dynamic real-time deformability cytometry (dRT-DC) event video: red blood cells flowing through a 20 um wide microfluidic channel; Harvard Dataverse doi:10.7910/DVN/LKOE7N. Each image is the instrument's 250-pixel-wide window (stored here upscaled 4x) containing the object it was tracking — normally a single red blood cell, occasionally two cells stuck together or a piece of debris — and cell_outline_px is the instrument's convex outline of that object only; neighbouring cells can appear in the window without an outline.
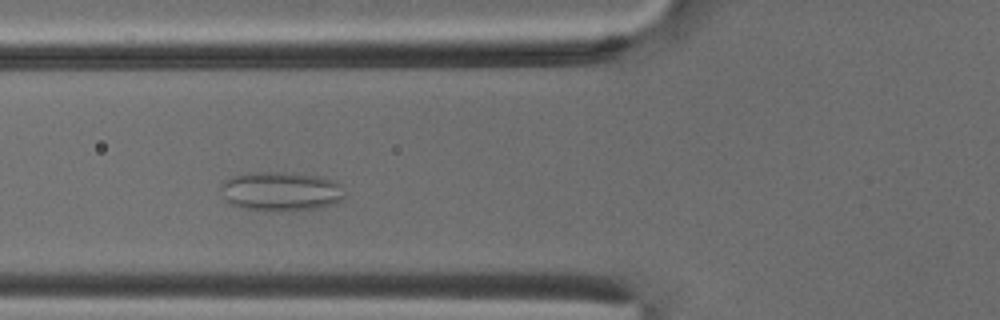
{"species": "common noctule bat (a hibernating species)", "species_latin": "Nyctalus noctula", "temperature_condition": "cold", "stored_images_in_passage": 47, "camera_frame_rate_fps": 3000, "um_per_image_px": 0.085, "animal": {"sex": "male", "body_mass_g": 18.8}, "frame": {"image": 1, "passage_image": 14, "time_ms": 4.333, "image_size_px": [1000, 320], "cell_outline_px": [[348, 196], [344, 200], [336, 204], [316, 208], [240, 208], [228, 204], [224, 184], [232, 176], [244, 172], [280, 172], [316, 176], [336, 180], [340, 184]], "centroid_in_image_um": [24.0, 16.22], "position_along_channel_um": 101.8, "area_um2": 27.4}}
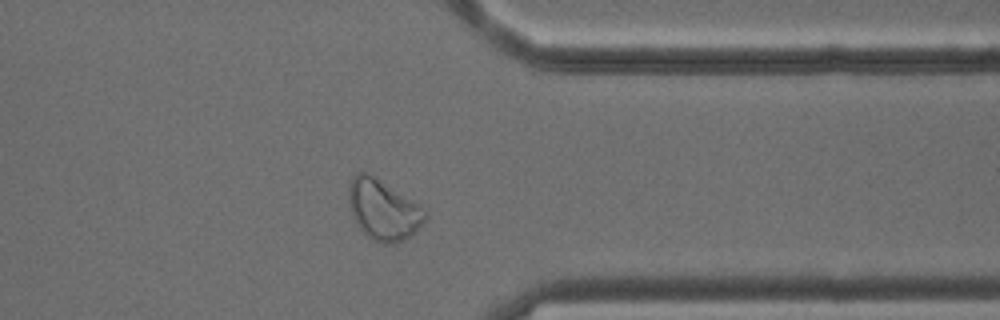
{"frame": {"image": 2, "passage_image": 36, "time_ms": 11.667, "image_size_px": [1000, 320], "cell_outline_px": [[428, 216], [416, 232], [412, 236], [404, 240], [392, 244], [384, 244], [372, 240], [360, 228], [352, 216], [348, 196], [348, 188], [352, 176], [356, 172], [364, 172], [372, 176], [420, 204], [428, 212]], "centroid_in_image_um": [32.6, 17.86], "position_along_channel_um": 378.8, "area_um2": 26.88}}
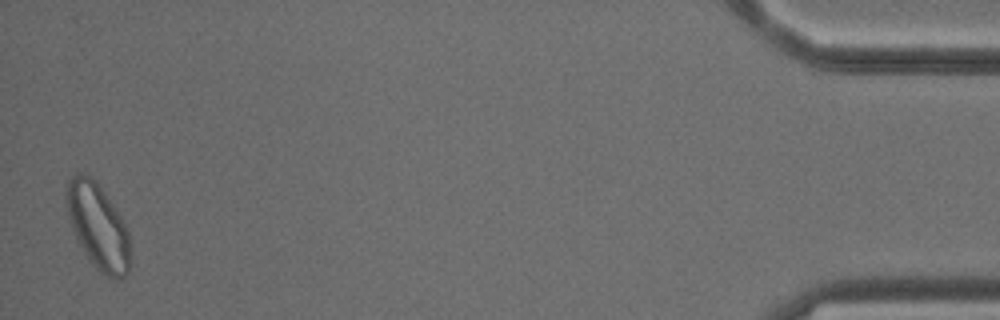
{"frame": {"image": 3, "passage_image": 46, "time_ms": 15.0, "image_size_px": [1000, 320], "cell_outline_px": [[128, 272], [120, 280], [108, 280], [88, 260], [72, 228], [68, 216], [64, 192], [68, 180], [72, 176], [80, 172], [84, 172], [92, 176], [96, 180], [120, 216], [128, 232]], "centroid_in_image_um": [8.28, 19.23], "position_along_channel_um": 426.9, "area_um2": 31.73}, "authors_computed_cell_mechanics": {"area_um2": 27.2816, "velocity_mm_per_s": 3.8404, "shape_relaxation_time_tau1_ms": null, "shape_relaxation_time_tau2_ms": 1.789, "deformation_change_tau1": null, "deformation_change_tau2": 0.0793}}